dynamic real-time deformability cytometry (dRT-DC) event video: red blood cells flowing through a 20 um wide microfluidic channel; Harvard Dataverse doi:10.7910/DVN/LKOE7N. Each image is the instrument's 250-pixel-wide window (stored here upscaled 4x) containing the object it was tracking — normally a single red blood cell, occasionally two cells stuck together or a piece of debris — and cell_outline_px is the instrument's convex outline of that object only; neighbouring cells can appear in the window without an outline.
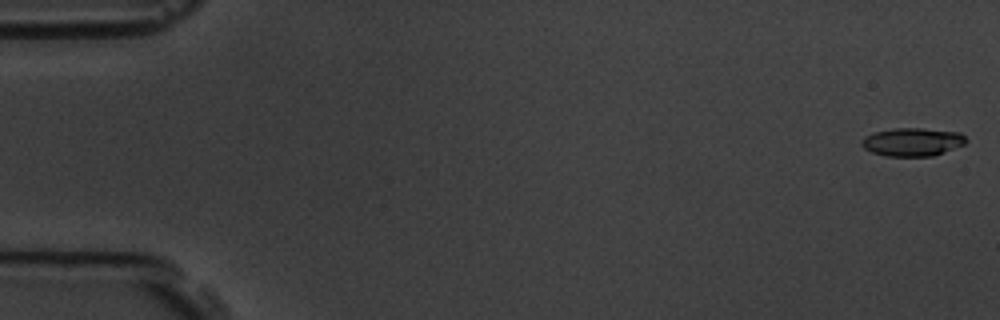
{"species": "common noctule bat (a hibernating species)", "species_latin": "Nyctalus noctula", "temperature_condition": "room temperature", "stored_images_in_passage": 57, "camera_frame_rate_fps": 3000, "um_per_image_px": 0.085, "animal": {"sex": "male", "body_mass_g": 19.5, "forearm_length_mm": 54.6}, "frame": {"image": 1, "passage_image": 1, "time_ms": 0.0, "image_size_px": [1000, 320], "cell_outline_px": [[968, 140], [964, 144], [932, 156], [888, 156], [872, 152], [864, 148], [860, 144], [860, 140], [864, 136], [872, 132], [892, 128], [920, 128], [960, 132]], "centroid_in_image_um": [77.51, 12.05], "position_along_channel_um": 7.5, "area_um2": 17.22}}
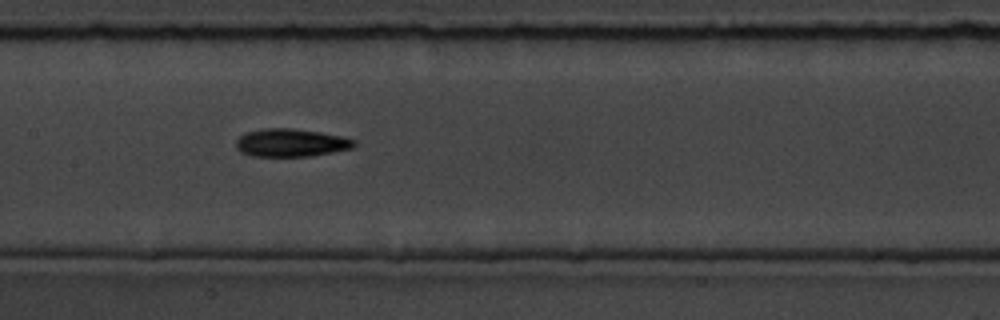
{"frame": {"image": 2, "passage_image": 28, "time_ms": 9.0, "image_size_px": [1000, 320], "cell_outline_px": [[356, 144], [352, 148], [332, 152], [308, 156], [252, 156], [240, 152], [236, 148], [236, 140], [240, 136], [248, 132], [264, 128], [292, 128], [320, 132], [344, 136], [356, 140]], "centroid_in_image_um": [24.74, 12.13], "position_along_channel_um": 182.7, "area_um2": 19.25}}
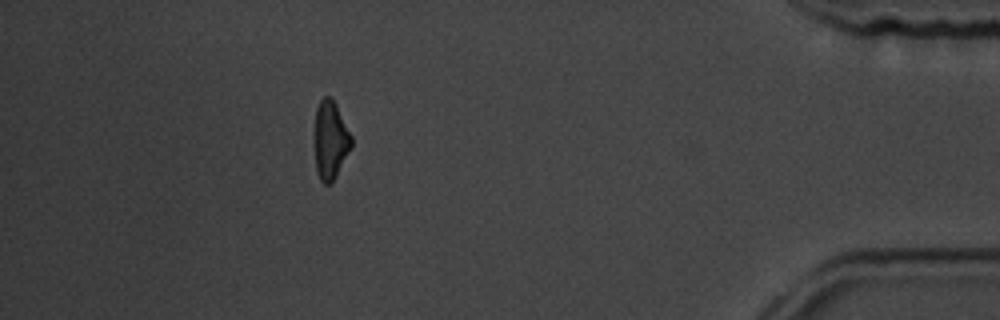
{"frame": {"image": 3, "passage_image": 51, "time_ms": 16.667, "image_size_px": [1000, 320], "cell_outline_px": [[352, 148], [332, 184], [324, 184], [320, 180], [316, 172], [316, 108], [320, 100], [324, 96], [332, 96], [352, 136]], "centroid_in_image_um": [28.12, 11.93], "position_along_channel_um": 407.1, "area_um2": 16.82}, "authors_computed_cell_mechanics": {"area_um2": 17.6868, "velocity_mm_per_s": 3.6037, "shape_relaxation_time_tau1_ms": 3.6572, "shape_relaxation_time_tau2_ms": 8.3274, "deformation_change_tau1": 0.1209, "deformation_change_tau2": 0.1956}}